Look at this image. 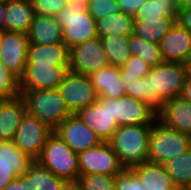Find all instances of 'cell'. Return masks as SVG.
<instances>
[{
    "label": "cell",
    "mask_w": 191,
    "mask_h": 190,
    "mask_svg": "<svg viewBox=\"0 0 191 190\" xmlns=\"http://www.w3.org/2000/svg\"><path fill=\"white\" fill-rule=\"evenodd\" d=\"M112 117L119 126L152 125L157 113L141 100L129 96L111 98Z\"/></svg>",
    "instance_id": "cell-12"
},
{
    "label": "cell",
    "mask_w": 191,
    "mask_h": 190,
    "mask_svg": "<svg viewBox=\"0 0 191 190\" xmlns=\"http://www.w3.org/2000/svg\"><path fill=\"white\" fill-rule=\"evenodd\" d=\"M95 25L98 37L111 34L129 36L133 34L134 16L119 12L95 20Z\"/></svg>",
    "instance_id": "cell-25"
},
{
    "label": "cell",
    "mask_w": 191,
    "mask_h": 190,
    "mask_svg": "<svg viewBox=\"0 0 191 190\" xmlns=\"http://www.w3.org/2000/svg\"><path fill=\"white\" fill-rule=\"evenodd\" d=\"M187 67H188V75L191 76V59H190L189 62L187 63Z\"/></svg>",
    "instance_id": "cell-47"
},
{
    "label": "cell",
    "mask_w": 191,
    "mask_h": 190,
    "mask_svg": "<svg viewBox=\"0 0 191 190\" xmlns=\"http://www.w3.org/2000/svg\"><path fill=\"white\" fill-rule=\"evenodd\" d=\"M5 5L0 4V29L4 30Z\"/></svg>",
    "instance_id": "cell-45"
},
{
    "label": "cell",
    "mask_w": 191,
    "mask_h": 190,
    "mask_svg": "<svg viewBox=\"0 0 191 190\" xmlns=\"http://www.w3.org/2000/svg\"><path fill=\"white\" fill-rule=\"evenodd\" d=\"M177 11L175 0H146L134 15V20L176 19Z\"/></svg>",
    "instance_id": "cell-26"
},
{
    "label": "cell",
    "mask_w": 191,
    "mask_h": 190,
    "mask_svg": "<svg viewBox=\"0 0 191 190\" xmlns=\"http://www.w3.org/2000/svg\"><path fill=\"white\" fill-rule=\"evenodd\" d=\"M87 4V11L94 20L121 12L117 0H100Z\"/></svg>",
    "instance_id": "cell-35"
},
{
    "label": "cell",
    "mask_w": 191,
    "mask_h": 190,
    "mask_svg": "<svg viewBox=\"0 0 191 190\" xmlns=\"http://www.w3.org/2000/svg\"><path fill=\"white\" fill-rule=\"evenodd\" d=\"M4 5V30L26 33L35 15L31 0H9Z\"/></svg>",
    "instance_id": "cell-21"
},
{
    "label": "cell",
    "mask_w": 191,
    "mask_h": 190,
    "mask_svg": "<svg viewBox=\"0 0 191 190\" xmlns=\"http://www.w3.org/2000/svg\"><path fill=\"white\" fill-rule=\"evenodd\" d=\"M115 190H146L135 172L124 168L115 178Z\"/></svg>",
    "instance_id": "cell-36"
},
{
    "label": "cell",
    "mask_w": 191,
    "mask_h": 190,
    "mask_svg": "<svg viewBox=\"0 0 191 190\" xmlns=\"http://www.w3.org/2000/svg\"><path fill=\"white\" fill-rule=\"evenodd\" d=\"M37 161L52 174L67 180L72 185L79 177L78 154L55 132L47 138Z\"/></svg>",
    "instance_id": "cell-5"
},
{
    "label": "cell",
    "mask_w": 191,
    "mask_h": 190,
    "mask_svg": "<svg viewBox=\"0 0 191 190\" xmlns=\"http://www.w3.org/2000/svg\"><path fill=\"white\" fill-rule=\"evenodd\" d=\"M87 6L86 0H67L66 7L56 15L62 27L63 42L69 49L97 37L95 20Z\"/></svg>",
    "instance_id": "cell-3"
},
{
    "label": "cell",
    "mask_w": 191,
    "mask_h": 190,
    "mask_svg": "<svg viewBox=\"0 0 191 190\" xmlns=\"http://www.w3.org/2000/svg\"><path fill=\"white\" fill-rule=\"evenodd\" d=\"M3 190H35L34 178L26 171L11 181Z\"/></svg>",
    "instance_id": "cell-39"
},
{
    "label": "cell",
    "mask_w": 191,
    "mask_h": 190,
    "mask_svg": "<svg viewBox=\"0 0 191 190\" xmlns=\"http://www.w3.org/2000/svg\"><path fill=\"white\" fill-rule=\"evenodd\" d=\"M115 178L102 174L79 175L73 185L77 190H115Z\"/></svg>",
    "instance_id": "cell-32"
},
{
    "label": "cell",
    "mask_w": 191,
    "mask_h": 190,
    "mask_svg": "<svg viewBox=\"0 0 191 190\" xmlns=\"http://www.w3.org/2000/svg\"><path fill=\"white\" fill-rule=\"evenodd\" d=\"M54 132L38 118L25 114L13 138L14 145L31 159L37 160L47 138Z\"/></svg>",
    "instance_id": "cell-8"
},
{
    "label": "cell",
    "mask_w": 191,
    "mask_h": 190,
    "mask_svg": "<svg viewBox=\"0 0 191 190\" xmlns=\"http://www.w3.org/2000/svg\"><path fill=\"white\" fill-rule=\"evenodd\" d=\"M118 76L119 68L110 64L89 75L99 98L118 99L125 95Z\"/></svg>",
    "instance_id": "cell-23"
},
{
    "label": "cell",
    "mask_w": 191,
    "mask_h": 190,
    "mask_svg": "<svg viewBox=\"0 0 191 190\" xmlns=\"http://www.w3.org/2000/svg\"><path fill=\"white\" fill-rule=\"evenodd\" d=\"M100 39L110 65L120 68L131 56L129 36L111 34Z\"/></svg>",
    "instance_id": "cell-27"
},
{
    "label": "cell",
    "mask_w": 191,
    "mask_h": 190,
    "mask_svg": "<svg viewBox=\"0 0 191 190\" xmlns=\"http://www.w3.org/2000/svg\"><path fill=\"white\" fill-rule=\"evenodd\" d=\"M28 43L49 45L63 42L62 27L56 16L35 14L28 31Z\"/></svg>",
    "instance_id": "cell-20"
},
{
    "label": "cell",
    "mask_w": 191,
    "mask_h": 190,
    "mask_svg": "<svg viewBox=\"0 0 191 190\" xmlns=\"http://www.w3.org/2000/svg\"><path fill=\"white\" fill-rule=\"evenodd\" d=\"M118 80L124 89L125 96L133 97L145 103V77L125 76V72L119 68Z\"/></svg>",
    "instance_id": "cell-34"
},
{
    "label": "cell",
    "mask_w": 191,
    "mask_h": 190,
    "mask_svg": "<svg viewBox=\"0 0 191 190\" xmlns=\"http://www.w3.org/2000/svg\"><path fill=\"white\" fill-rule=\"evenodd\" d=\"M57 89L72 114L99 99L90 77L72 71L64 75Z\"/></svg>",
    "instance_id": "cell-9"
},
{
    "label": "cell",
    "mask_w": 191,
    "mask_h": 190,
    "mask_svg": "<svg viewBox=\"0 0 191 190\" xmlns=\"http://www.w3.org/2000/svg\"><path fill=\"white\" fill-rule=\"evenodd\" d=\"M3 37H4V30L0 29V47H1V43H2Z\"/></svg>",
    "instance_id": "cell-46"
},
{
    "label": "cell",
    "mask_w": 191,
    "mask_h": 190,
    "mask_svg": "<svg viewBox=\"0 0 191 190\" xmlns=\"http://www.w3.org/2000/svg\"><path fill=\"white\" fill-rule=\"evenodd\" d=\"M163 165L171 177L173 185L178 189L188 190L191 186V147L169 159Z\"/></svg>",
    "instance_id": "cell-24"
},
{
    "label": "cell",
    "mask_w": 191,
    "mask_h": 190,
    "mask_svg": "<svg viewBox=\"0 0 191 190\" xmlns=\"http://www.w3.org/2000/svg\"><path fill=\"white\" fill-rule=\"evenodd\" d=\"M190 147V135L171 129L156 119L149 134L147 161L163 165Z\"/></svg>",
    "instance_id": "cell-6"
},
{
    "label": "cell",
    "mask_w": 191,
    "mask_h": 190,
    "mask_svg": "<svg viewBox=\"0 0 191 190\" xmlns=\"http://www.w3.org/2000/svg\"><path fill=\"white\" fill-rule=\"evenodd\" d=\"M164 62L186 64L191 59V33L177 22L158 42Z\"/></svg>",
    "instance_id": "cell-14"
},
{
    "label": "cell",
    "mask_w": 191,
    "mask_h": 190,
    "mask_svg": "<svg viewBox=\"0 0 191 190\" xmlns=\"http://www.w3.org/2000/svg\"><path fill=\"white\" fill-rule=\"evenodd\" d=\"M35 14L56 16L66 7L67 0H31Z\"/></svg>",
    "instance_id": "cell-38"
},
{
    "label": "cell",
    "mask_w": 191,
    "mask_h": 190,
    "mask_svg": "<svg viewBox=\"0 0 191 190\" xmlns=\"http://www.w3.org/2000/svg\"><path fill=\"white\" fill-rule=\"evenodd\" d=\"M188 75V67L182 63L163 62L150 69L145 76V103L158 113L163 103L181 96Z\"/></svg>",
    "instance_id": "cell-1"
},
{
    "label": "cell",
    "mask_w": 191,
    "mask_h": 190,
    "mask_svg": "<svg viewBox=\"0 0 191 190\" xmlns=\"http://www.w3.org/2000/svg\"><path fill=\"white\" fill-rule=\"evenodd\" d=\"M177 9L176 22L191 33V7Z\"/></svg>",
    "instance_id": "cell-42"
},
{
    "label": "cell",
    "mask_w": 191,
    "mask_h": 190,
    "mask_svg": "<svg viewBox=\"0 0 191 190\" xmlns=\"http://www.w3.org/2000/svg\"><path fill=\"white\" fill-rule=\"evenodd\" d=\"M75 114L95 132L101 142H108L118 128L116 118L112 117L111 98H99Z\"/></svg>",
    "instance_id": "cell-11"
},
{
    "label": "cell",
    "mask_w": 191,
    "mask_h": 190,
    "mask_svg": "<svg viewBox=\"0 0 191 190\" xmlns=\"http://www.w3.org/2000/svg\"><path fill=\"white\" fill-rule=\"evenodd\" d=\"M69 71L80 75H91L109 65L100 37H95L70 49Z\"/></svg>",
    "instance_id": "cell-10"
},
{
    "label": "cell",
    "mask_w": 191,
    "mask_h": 190,
    "mask_svg": "<svg viewBox=\"0 0 191 190\" xmlns=\"http://www.w3.org/2000/svg\"><path fill=\"white\" fill-rule=\"evenodd\" d=\"M34 160L20 151L13 141H0V167L17 168L22 174Z\"/></svg>",
    "instance_id": "cell-30"
},
{
    "label": "cell",
    "mask_w": 191,
    "mask_h": 190,
    "mask_svg": "<svg viewBox=\"0 0 191 190\" xmlns=\"http://www.w3.org/2000/svg\"><path fill=\"white\" fill-rule=\"evenodd\" d=\"M151 125L119 126L108 141L124 168H133L148 158Z\"/></svg>",
    "instance_id": "cell-2"
},
{
    "label": "cell",
    "mask_w": 191,
    "mask_h": 190,
    "mask_svg": "<svg viewBox=\"0 0 191 190\" xmlns=\"http://www.w3.org/2000/svg\"><path fill=\"white\" fill-rule=\"evenodd\" d=\"M67 190H77L74 185H71Z\"/></svg>",
    "instance_id": "cell-48"
},
{
    "label": "cell",
    "mask_w": 191,
    "mask_h": 190,
    "mask_svg": "<svg viewBox=\"0 0 191 190\" xmlns=\"http://www.w3.org/2000/svg\"><path fill=\"white\" fill-rule=\"evenodd\" d=\"M87 3H94V1H100V0H86Z\"/></svg>",
    "instance_id": "cell-49"
},
{
    "label": "cell",
    "mask_w": 191,
    "mask_h": 190,
    "mask_svg": "<svg viewBox=\"0 0 191 190\" xmlns=\"http://www.w3.org/2000/svg\"><path fill=\"white\" fill-rule=\"evenodd\" d=\"M146 190H181L176 188L164 165L145 161L131 168Z\"/></svg>",
    "instance_id": "cell-22"
},
{
    "label": "cell",
    "mask_w": 191,
    "mask_h": 190,
    "mask_svg": "<svg viewBox=\"0 0 191 190\" xmlns=\"http://www.w3.org/2000/svg\"><path fill=\"white\" fill-rule=\"evenodd\" d=\"M181 96L191 102V76L187 75Z\"/></svg>",
    "instance_id": "cell-43"
},
{
    "label": "cell",
    "mask_w": 191,
    "mask_h": 190,
    "mask_svg": "<svg viewBox=\"0 0 191 190\" xmlns=\"http://www.w3.org/2000/svg\"><path fill=\"white\" fill-rule=\"evenodd\" d=\"M79 175L116 176L124 167L108 142H101L78 154Z\"/></svg>",
    "instance_id": "cell-7"
},
{
    "label": "cell",
    "mask_w": 191,
    "mask_h": 190,
    "mask_svg": "<svg viewBox=\"0 0 191 190\" xmlns=\"http://www.w3.org/2000/svg\"><path fill=\"white\" fill-rule=\"evenodd\" d=\"M129 46L131 55L139 57L151 68L164 62L157 43H152L130 34Z\"/></svg>",
    "instance_id": "cell-31"
},
{
    "label": "cell",
    "mask_w": 191,
    "mask_h": 190,
    "mask_svg": "<svg viewBox=\"0 0 191 190\" xmlns=\"http://www.w3.org/2000/svg\"><path fill=\"white\" fill-rule=\"evenodd\" d=\"M146 0H117L121 12L134 16Z\"/></svg>",
    "instance_id": "cell-41"
},
{
    "label": "cell",
    "mask_w": 191,
    "mask_h": 190,
    "mask_svg": "<svg viewBox=\"0 0 191 190\" xmlns=\"http://www.w3.org/2000/svg\"><path fill=\"white\" fill-rule=\"evenodd\" d=\"M28 44L26 33L4 30L0 60L18 79L22 77L25 70Z\"/></svg>",
    "instance_id": "cell-15"
},
{
    "label": "cell",
    "mask_w": 191,
    "mask_h": 190,
    "mask_svg": "<svg viewBox=\"0 0 191 190\" xmlns=\"http://www.w3.org/2000/svg\"><path fill=\"white\" fill-rule=\"evenodd\" d=\"M120 69L125 72V76L144 78L150 72L151 67L139 57L131 55Z\"/></svg>",
    "instance_id": "cell-37"
},
{
    "label": "cell",
    "mask_w": 191,
    "mask_h": 190,
    "mask_svg": "<svg viewBox=\"0 0 191 190\" xmlns=\"http://www.w3.org/2000/svg\"><path fill=\"white\" fill-rule=\"evenodd\" d=\"M177 8L191 7V0H175Z\"/></svg>",
    "instance_id": "cell-44"
},
{
    "label": "cell",
    "mask_w": 191,
    "mask_h": 190,
    "mask_svg": "<svg viewBox=\"0 0 191 190\" xmlns=\"http://www.w3.org/2000/svg\"><path fill=\"white\" fill-rule=\"evenodd\" d=\"M157 119L165 126L191 136V102L182 96L164 102Z\"/></svg>",
    "instance_id": "cell-17"
},
{
    "label": "cell",
    "mask_w": 191,
    "mask_h": 190,
    "mask_svg": "<svg viewBox=\"0 0 191 190\" xmlns=\"http://www.w3.org/2000/svg\"><path fill=\"white\" fill-rule=\"evenodd\" d=\"M27 113L55 130L72 113L58 89L20 90Z\"/></svg>",
    "instance_id": "cell-4"
},
{
    "label": "cell",
    "mask_w": 191,
    "mask_h": 190,
    "mask_svg": "<svg viewBox=\"0 0 191 190\" xmlns=\"http://www.w3.org/2000/svg\"><path fill=\"white\" fill-rule=\"evenodd\" d=\"M21 95L19 79L0 60V100Z\"/></svg>",
    "instance_id": "cell-33"
},
{
    "label": "cell",
    "mask_w": 191,
    "mask_h": 190,
    "mask_svg": "<svg viewBox=\"0 0 191 190\" xmlns=\"http://www.w3.org/2000/svg\"><path fill=\"white\" fill-rule=\"evenodd\" d=\"M54 132L77 154L101 143L75 113L69 115Z\"/></svg>",
    "instance_id": "cell-13"
},
{
    "label": "cell",
    "mask_w": 191,
    "mask_h": 190,
    "mask_svg": "<svg viewBox=\"0 0 191 190\" xmlns=\"http://www.w3.org/2000/svg\"><path fill=\"white\" fill-rule=\"evenodd\" d=\"M70 66L25 65L20 90L57 89Z\"/></svg>",
    "instance_id": "cell-16"
},
{
    "label": "cell",
    "mask_w": 191,
    "mask_h": 190,
    "mask_svg": "<svg viewBox=\"0 0 191 190\" xmlns=\"http://www.w3.org/2000/svg\"><path fill=\"white\" fill-rule=\"evenodd\" d=\"M175 22L176 19L134 20L133 35L158 44Z\"/></svg>",
    "instance_id": "cell-28"
},
{
    "label": "cell",
    "mask_w": 191,
    "mask_h": 190,
    "mask_svg": "<svg viewBox=\"0 0 191 190\" xmlns=\"http://www.w3.org/2000/svg\"><path fill=\"white\" fill-rule=\"evenodd\" d=\"M26 171L34 178L35 190H67L72 185L52 174L37 160H34Z\"/></svg>",
    "instance_id": "cell-29"
},
{
    "label": "cell",
    "mask_w": 191,
    "mask_h": 190,
    "mask_svg": "<svg viewBox=\"0 0 191 190\" xmlns=\"http://www.w3.org/2000/svg\"><path fill=\"white\" fill-rule=\"evenodd\" d=\"M23 175L17 168L0 167V190H3L11 181Z\"/></svg>",
    "instance_id": "cell-40"
},
{
    "label": "cell",
    "mask_w": 191,
    "mask_h": 190,
    "mask_svg": "<svg viewBox=\"0 0 191 190\" xmlns=\"http://www.w3.org/2000/svg\"><path fill=\"white\" fill-rule=\"evenodd\" d=\"M9 0H0V4H5Z\"/></svg>",
    "instance_id": "cell-50"
},
{
    "label": "cell",
    "mask_w": 191,
    "mask_h": 190,
    "mask_svg": "<svg viewBox=\"0 0 191 190\" xmlns=\"http://www.w3.org/2000/svg\"><path fill=\"white\" fill-rule=\"evenodd\" d=\"M70 49L64 42L28 44L26 65L70 66Z\"/></svg>",
    "instance_id": "cell-18"
},
{
    "label": "cell",
    "mask_w": 191,
    "mask_h": 190,
    "mask_svg": "<svg viewBox=\"0 0 191 190\" xmlns=\"http://www.w3.org/2000/svg\"><path fill=\"white\" fill-rule=\"evenodd\" d=\"M26 113V102L21 95L0 100V141L13 140Z\"/></svg>",
    "instance_id": "cell-19"
}]
</instances>
